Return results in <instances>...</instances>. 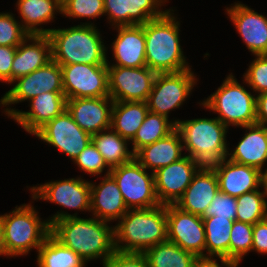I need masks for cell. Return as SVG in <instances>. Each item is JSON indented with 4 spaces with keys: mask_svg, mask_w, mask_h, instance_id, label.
<instances>
[{
    "mask_svg": "<svg viewBox=\"0 0 267 267\" xmlns=\"http://www.w3.org/2000/svg\"><path fill=\"white\" fill-rule=\"evenodd\" d=\"M103 267H149L143 253L115 251Z\"/></svg>",
    "mask_w": 267,
    "mask_h": 267,
    "instance_id": "b9f144b4",
    "label": "cell"
},
{
    "mask_svg": "<svg viewBox=\"0 0 267 267\" xmlns=\"http://www.w3.org/2000/svg\"><path fill=\"white\" fill-rule=\"evenodd\" d=\"M187 156L201 165L210 166L227 158L229 147L226 135L229 127L217 117L190 120L175 119Z\"/></svg>",
    "mask_w": 267,
    "mask_h": 267,
    "instance_id": "5b68a950",
    "label": "cell"
},
{
    "mask_svg": "<svg viewBox=\"0 0 267 267\" xmlns=\"http://www.w3.org/2000/svg\"><path fill=\"white\" fill-rule=\"evenodd\" d=\"M28 36L13 13L0 12V45L18 46Z\"/></svg>",
    "mask_w": 267,
    "mask_h": 267,
    "instance_id": "74e56055",
    "label": "cell"
},
{
    "mask_svg": "<svg viewBox=\"0 0 267 267\" xmlns=\"http://www.w3.org/2000/svg\"><path fill=\"white\" fill-rule=\"evenodd\" d=\"M34 206L22 204L11 212L0 215L4 243L9 257L27 255L38 249L51 233L48 220H41Z\"/></svg>",
    "mask_w": 267,
    "mask_h": 267,
    "instance_id": "8992f818",
    "label": "cell"
},
{
    "mask_svg": "<svg viewBox=\"0 0 267 267\" xmlns=\"http://www.w3.org/2000/svg\"><path fill=\"white\" fill-rule=\"evenodd\" d=\"M148 112L147 102L114 101L111 111V128L130 142Z\"/></svg>",
    "mask_w": 267,
    "mask_h": 267,
    "instance_id": "f1b7e54d",
    "label": "cell"
},
{
    "mask_svg": "<svg viewBox=\"0 0 267 267\" xmlns=\"http://www.w3.org/2000/svg\"><path fill=\"white\" fill-rule=\"evenodd\" d=\"M66 101L64 92H43L29 100V111L9 107L5 108L4 114L21 125L27 133L34 135L46 123L66 110Z\"/></svg>",
    "mask_w": 267,
    "mask_h": 267,
    "instance_id": "e0dca14e",
    "label": "cell"
},
{
    "mask_svg": "<svg viewBox=\"0 0 267 267\" xmlns=\"http://www.w3.org/2000/svg\"><path fill=\"white\" fill-rule=\"evenodd\" d=\"M167 240L205 261V228L202 217L167 205Z\"/></svg>",
    "mask_w": 267,
    "mask_h": 267,
    "instance_id": "8fae6325",
    "label": "cell"
},
{
    "mask_svg": "<svg viewBox=\"0 0 267 267\" xmlns=\"http://www.w3.org/2000/svg\"><path fill=\"white\" fill-rule=\"evenodd\" d=\"M33 185L29 189L32 200L41 199L67 209L90 212V182L83 178H68L45 184Z\"/></svg>",
    "mask_w": 267,
    "mask_h": 267,
    "instance_id": "9a60e30c",
    "label": "cell"
},
{
    "mask_svg": "<svg viewBox=\"0 0 267 267\" xmlns=\"http://www.w3.org/2000/svg\"><path fill=\"white\" fill-rule=\"evenodd\" d=\"M156 75L147 66H108L109 96L114 101L146 102Z\"/></svg>",
    "mask_w": 267,
    "mask_h": 267,
    "instance_id": "5bb4252c",
    "label": "cell"
},
{
    "mask_svg": "<svg viewBox=\"0 0 267 267\" xmlns=\"http://www.w3.org/2000/svg\"><path fill=\"white\" fill-rule=\"evenodd\" d=\"M92 142L110 169L128 163L134 158V153L128 149L129 141L112 128L92 135Z\"/></svg>",
    "mask_w": 267,
    "mask_h": 267,
    "instance_id": "4dcf8cb0",
    "label": "cell"
},
{
    "mask_svg": "<svg viewBox=\"0 0 267 267\" xmlns=\"http://www.w3.org/2000/svg\"><path fill=\"white\" fill-rule=\"evenodd\" d=\"M253 225L234 221L230 232L229 262L240 264L244 255L252 252Z\"/></svg>",
    "mask_w": 267,
    "mask_h": 267,
    "instance_id": "d590c367",
    "label": "cell"
},
{
    "mask_svg": "<svg viewBox=\"0 0 267 267\" xmlns=\"http://www.w3.org/2000/svg\"><path fill=\"white\" fill-rule=\"evenodd\" d=\"M114 100L110 97L67 99L66 109L75 123L91 136L111 128Z\"/></svg>",
    "mask_w": 267,
    "mask_h": 267,
    "instance_id": "ffe728a7",
    "label": "cell"
},
{
    "mask_svg": "<svg viewBox=\"0 0 267 267\" xmlns=\"http://www.w3.org/2000/svg\"><path fill=\"white\" fill-rule=\"evenodd\" d=\"M205 228V261L229 262L230 232L233 220L218 216L202 218ZM217 259H216V258Z\"/></svg>",
    "mask_w": 267,
    "mask_h": 267,
    "instance_id": "f546056e",
    "label": "cell"
},
{
    "mask_svg": "<svg viewBox=\"0 0 267 267\" xmlns=\"http://www.w3.org/2000/svg\"><path fill=\"white\" fill-rule=\"evenodd\" d=\"M118 32L111 48L115 63L107 60V66H123L129 68L145 67V35L142 25L115 26Z\"/></svg>",
    "mask_w": 267,
    "mask_h": 267,
    "instance_id": "603a6c76",
    "label": "cell"
},
{
    "mask_svg": "<svg viewBox=\"0 0 267 267\" xmlns=\"http://www.w3.org/2000/svg\"><path fill=\"white\" fill-rule=\"evenodd\" d=\"M51 235L77 253L84 261H102L103 266L114 254V226L95 218H81L77 213L56 212L49 219Z\"/></svg>",
    "mask_w": 267,
    "mask_h": 267,
    "instance_id": "6da1fadb",
    "label": "cell"
},
{
    "mask_svg": "<svg viewBox=\"0 0 267 267\" xmlns=\"http://www.w3.org/2000/svg\"><path fill=\"white\" fill-rule=\"evenodd\" d=\"M17 82V83H16ZM13 87L0 99V106L9 107L22 101H29L43 92H64L62 70L55 61L20 77L12 82Z\"/></svg>",
    "mask_w": 267,
    "mask_h": 267,
    "instance_id": "7c38bea8",
    "label": "cell"
},
{
    "mask_svg": "<svg viewBox=\"0 0 267 267\" xmlns=\"http://www.w3.org/2000/svg\"><path fill=\"white\" fill-rule=\"evenodd\" d=\"M16 49L17 46L0 45V82L11 85V69Z\"/></svg>",
    "mask_w": 267,
    "mask_h": 267,
    "instance_id": "7bdbcfd3",
    "label": "cell"
},
{
    "mask_svg": "<svg viewBox=\"0 0 267 267\" xmlns=\"http://www.w3.org/2000/svg\"><path fill=\"white\" fill-rule=\"evenodd\" d=\"M221 265L217 261H201L196 267H238L239 264L232 262H223Z\"/></svg>",
    "mask_w": 267,
    "mask_h": 267,
    "instance_id": "bcb514c9",
    "label": "cell"
},
{
    "mask_svg": "<svg viewBox=\"0 0 267 267\" xmlns=\"http://www.w3.org/2000/svg\"><path fill=\"white\" fill-rule=\"evenodd\" d=\"M72 162H74L84 173L93 176L101 175L105 168H108L107 172H110V168L104 162L103 156L92 141Z\"/></svg>",
    "mask_w": 267,
    "mask_h": 267,
    "instance_id": "ab89813d",
    "label": "cell"
},
{
    "mask_svg": "<svg viewBox=\"0 0 267 267\" xmlns=\"http://www.w3.org/2000/svg\"><path fill=\"white\" fill-rule=\"evenodd\" d=\"M196 74L187 69L175 73H158L147 99L149 111L169 118L173 109L182 107L197 83Z\"/></svg>",
    "mask_w": 267,
    "mask_h": 267,
    "instance_id": "9c48e42d",
    "label": "cell"
},
{
    "mask_svg": "<svg viewBox=\"0 0 267 267\" xmlns=\"http://www.w3.org/2000/svg\"><path fill=\"white\" fill-rule=\"evenodd\" d=\"M256 123L267 126V92L256 95Z\"/></svg>",
    "mask_w": 267,
    "mask_h": 267,
    "instance_id": "f6af8a7d",
    "label": "cell"
},
{
    "mask_svg": "<svg viewBox=\"0 0 267 267\" xmlns=\"http://www.w3.org/2000/svg\"><path fill=\"white\" fill-rule=\"evenodd\" d=\"M103 0H61L63 16L96 19L105 15Z\"/></svg>",
    "mask_w": 267,
    "mask_h": 267,
    "instance_id": "8d00e7d4",
    "label": "cell"
},
{
    "mask_svg": "<svg viewBox=\"0 0 267 267\" xmlns=\"http://www.w3.org/2000/svg\"><path fill=\"white\" fill-rule=\"evenodd\" d=\"M182 143L179 131L175 128L166 137L141 148L134 158L147 170L151 169L152 173L158 169L178 161L183 158L186 153Z\"/></svg>",
    "mask_w": 267,
    "mask_h": 267,
    "instance_id": "4316f807",
    "label": "cell"
},
{
    "mask_svg": "<svg viewBox=\"0 0 267 267\" xmlns=\"http://www.w3.org/2000/svg\"><path fill=\"white\" fill-rule=\"evenodd\" d=\"M241 128L246 129V133L235 149L227 153V159L263 172L267 162V126L255 123Z\"/></svg>",
    "mask_w": 267,
    "mask_h": 267,
    "instance_id": "484cf974",
    "label": "cell"
},
{
    "mask_svg": "<svg viewBox=\"0 0 267 267\" xmlns=\"http://www.w3.org/2000/svg\"><path fill=\"white\" fill-rule=\"evenodd\" d=\"M108 23L115 26L142 25L160 18L169 9L162 10L168 0H103Z\"/></svg>",
    "mask_w": 267,
    "mask_h": 267,
    "instance_id": "d6986e66",
    "label": "cell"
},
{
    "mask_svg": "<svg viewBox=\"0 0 267 267\" xmlns=\"http://www.w3.org/2000/svg\"><path fill=\"white\" fill-rule=\"evenodd\" d=\"M16 7L21 25L29 35H48L52 29L40 25L48 24L56 18L55 14L62 12L61 0H17Z\"/></svg>",
    "mask_w": 267,
    "mask_h": 267,
    "instance_id": "83f0119b",
    "label": "cell"
},
{
    "mask_svg": "<svg viewBox=\"0 0 267 267\" xmlns=\"http://www.w3.org/2000/svg\"><path fill=\"white\" fill-rule=\"evenodd\" d=\"M261 189H263V191H260L259 188L236 197V221L254 225L267 218V195L263 185Z\"/></svg>",
    "mask_w": 267,
    "mask_h": 267,
    "instance_id": "e575fe53",
    "label": "cell"
},
{
    "mask_svg": "<svg viewBox=\"0 0 267 267\" xmlns=\"http://www.w3.org/2000/svg\"><path fill=\"white\" fill-rule=\"evenodd\" d=\"M149 267H196L201 260L170 241L158 243L143 253Z\"/></svg>",
    "mask_w": 267,
    "mask_h": 267,
    "instance_id": "1f68e13d",
    "label": "cell"
},
{
    "mask_svg": "<svg viewBox=\"0 0 267 267\" xmlns=\"http://www.w3.org/2000/svg\"><path fill=\"white\" fill-rule=\"evenodd\" d=\"M236 197L227 195L221 191L217 192L210 205L206 208L202 218L218 216L235 221L237 215Z\"/></svg>",
    "mask_w": 267,
    "mask_h": 267,
    "instance_id": "60d3db41",
    "label": "cell"
},
{
    "mask_svg": "<svg viewBox=\"0 0 267 267\" xmlns=\"http://www.w3.org/2000/svg\"><path fill=\"white\" fill-rule=\"evenodd\" d=\"M29 44H28V43ZM52 61V44L48 35H29L16 49L12 62L11 84Z\"/></svg>",
    "mask_w": 267,
    "mask_h": 267,
    "instance_id": "cb8c5ba5",
    "label": "cell"
},
{
    "mask_svg": "<svg viewBox=\"0 0 267 267\" xmlns=\"http://www.w3.org/2000/svg\"><path fill=\"white\" fill-rule=\"evenodd\" d=\"M34 136L57 148L73 161L92 141V136L75 123L67 109L41 127Z\"/></svg>",
    "mask_w": 267,
    "mask_h": 267,
    "instance_id": "4fadbf2b",
    "label": "cell"
},
{
    "mask_svg": "<svg viewBox=\"0 0 267 267\" xmlns=\"http://www.w3.org/2000/svg\"><path fill=\"white\" fill-rule=\"evenodd\" d=\"M37 254L38 267H86L87 263L51 234L42 243Z\"/></svg>",
    "mask_w": 267,
    "mask_h": 267,
    "instance_id": "d6a6232c",
    "label": "cell"
},
{
    "mask_svg": "<svg viewBox=\"0 0 267 267\" xmlns=\"http://www.w3.org/2000/svg\"><path fill=\"white\" fill-rule=\"evenodd\" d=\"M3 255V256H7L8 257V254H7V251H6V247H5V243H4V236H3V229H2V226H1V223H0V256Z\"/></svg>",
    "mask_w": 267,
    "mask_h": 267,
    "instance_id": "7dc6e473",
    "label": "cell"
},
{
    "mask_svg": "<svg viewBox=\"0 0 267 267\" xmlns=\"http://www.w3.org/2000/svg\"><path fill=\"white\" fill-rule=\"evenodd\" d=\"M48 34L52 44V60L59 65H107V47L94 23L53 29Z\"/></svg>",
    "mask_w": 267,
    "mask_h": 267,
    "instance_id": "277c9868",
    "label": "cell"
},
{
    "mask_svg": "<svg viewBox=\"0 0 267 267\" xmlns=\"http://www.w3.org/2000/svg\"><path fill=\"white\" fill-rule=\"evenodd\" d=\"M262 185H263V187H264V189H265V193H266V195H267V169H265V170L263 171V181H262Z\"/></svg>",
    "mask_w": 267,
    "mask_h": 267,
    "instance_id": "c3c4849f",
    "label": "cell"
},
{
    "mask_svg": "<svg viewBox=\"0 0 267 267\" xmlns=\"http://www.w3.org/2000/svg\"><path fill=\"white\" fill-rule=\"evenodd\" d=\"M243 78L255 95L267 92V55H255Z\"/></svg>",
    "mask_w": 267,
    "mask_h": 267,
    "instance_id": "f35d334b",
    "label": "cell"
},
{
    "mask_svg": "<svg viewBox=\"0 0 267 267\" xmlns=\"http://www.w3.org/2000/svg\"><path fill=\"white\" fill-rule=\"evenodd\" d=\"M105 172L98 185L90 182V212L97 219L119 221L129 210L114 178Z\"/></svg>",
    "mask_w": 267,
    "mask_h": 267,
    "instance_id": "7402d4cb",
    "label": "cell"
},
{
    "mask_svg": "<svg viewBox=\"0 0 267 267\" xmlns=\"http://www.w3.org/2000/svg\"><path fill=\"white\" fill-rule=\"evenodd\" d=\"M173 12L169 9L160 18L143 24L146 65L157 74L191 69L180 45V22Z\"/></svg>",
    "mask_w": 267,
    "mask_h": 267,
    "instance_id": "7a4b0ae2",
    "label": "cell"
},
{
    "mask_svg": "<svg viewBox=\"0 0 267 267\" xmlns=\"http://www.w3.org/2000/svg\"><path fill=\"white\" fill-rule=\"evenodd\" d=\"M202 101L199 104L219 114L217 118L227 127L239 128L256 123V96L248 92L232 73Z\"/></svg>",
    "mask_w": 267,
    "mask_h": 267,
    "instance_id": "52a82bcc",
    "label": "cell"
},
{
    "mask_svg": "<svg viewBox=\"0 0 267 267\" xmlns=\"http://www.w3.org/2000/svg\"><path fill=\"white\" fill-rule=\"evenodd\" d=\"M202 165L185 156L154 172L155 192L161 205L176 204Z\"/></svg>",
    "mask_w": 267,
    "mask_h": 267,
    "instance_id": "2e32d148",
    "label": "cell"
},
{
    "mask_svg": "<svg viewBox=\"0 0 267 267\" xmlns=\"http://www.w3.org/2000/svg\"><path fill=\"white\" fill-rule=\"evenodd\" d=\"M217 192L219 185L214 169L202 165L175 205L183 211L202 216Z\"/></svg>",
    "mask_w": 267,
    "mask_h": 267,
    "instance_id": "d4e9b609",
    "label": "cell"
},
{
    "mask_svg": "<svg viewBox=\"0 0 267 267\" xmlns=\"http://www.w3.org/2000/svg\"><path fill=\"white\" fill-rule=\"evenodd\" d=\"M175 128L174 121L149 111L134 138L130 141L132 143L131 151L135 155L141 148L166 137Z\"/></svg>",
    "mask_w": 267,
    "mask_h": 267,
    "instance_id": "836d02e7",
    "label": "cell"
},
{
    "mask_svg": "<svg viewBox=\"0 0 267 267\" xmlns=\"http://www.w3.org/2000/svg\"><path fill=\"white\" fill-rule=\"evenodd\" d=\"M167 241V205L129 209L114 225L115 251L144 253Z\"/></svg>",
    "mask_w": 267,
    "mask_h": 267,
    "instance_id": "3957f363",
    "label": "cell"
},
{
    "mask_svg": "<svg viewBox=\"0 0 267 267\" xmlns=\"http://www.w3.org/2000/svg\"><path fill=\"white\" fill-rule=\"evenodd\" d=\"M66 99L109 96L108 66L60 65Z\"/></svg>",
    "mask_w": 267,
    "mask_h": 267,
    "instance_id": "30bf717a",
    "label": "cell"
},
{
    "mask_svg": "<svg viewBox=\"0 0 267 267\" xmlns=\"http://www.w3.org/2000/svg\"><path fill=\"white\" fill-rule=\"evenodd\" d=\"M217 176L219 191L232 197L259 189L263 172L258 168L235 163L227 158L210 165Z\"/></svg>",
    "mask_w": 267,
    "mask_h": 267,
    "instance_id": "44dd1931",
    "label": "cell"
},
{
    "mask_svg": "<svg viewBox=\"0 0 267 267\" xmlns=\"http://www.w3.org/2000/svg\"><path fill=\"white\" fill-rule=\"evenodd\" d=\"M247 49L253 55H267V17L237 2L226 8Z\"/></svg>",
    "mask_w": 267,
    "mask_h": 267,
    "instance_id": "ac0fdd59",
    "label": "cell"
},
{
    "mask_svg": "<svg viewBox=\"0 0 267 267\" xmlns=\"http://www.w3.org/2000/svg\"><path fill=\"white\" fill-rule=\"evenodd\" d=\"M252 251L267 254V218L253 225Z\"/></svg>",
    "mask_w": 267,
    "mask_h": 267,
    "instance_id": "ee69618b",
    "label": "cell"
},
{
    "mask_svg": "<svg viewBox=\"0 0 267 267\" xmlns=\"http://www.w3.org/2000/svg\"><path fill=\"white\" fill-rule=\"evenodd\" d=\"M147 173L135 158L110 169L128 209H147L159 206L155 192L154 173Z\"/></svg>",
    "mask_w": 267,
    "mask_h": 267,
    "instance_id": "ba28073f",
    "label": "cell"
}]
</instances>
